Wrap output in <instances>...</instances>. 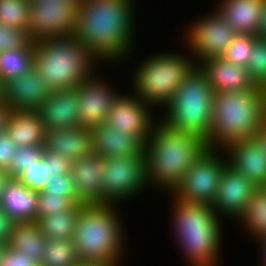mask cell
<instances>
[{"label": "cell", "instance_id": "1", "mask_svg": "<svg viewBox=\"0 0 266 266\" xmlns=\"http://www.w3.org/2000/svg\"><path fill=\"white\" fill-rule=\"evenodd\" d=\"M133 1L78 0L73 34L96 59L121 62L133 49Z\"/></svg>", "mask_w": 266, "mask_h": 266}, {"label": "cell", "instance_id": "2", "mask_svg": "<svg viewBox=\"0 0 266 266\" xmlns=\"http://www.w3.org/2000/svg\"><path fill=\"white\" fill-rule=\"evenodd\" d=\"M155 124L143 147L147 182L172 192L207 145L198 136L172 128L162 120Z\"/></svg>", "mask_w": 266, "mask_h": 266}, {"label": "cell", "instance_id": "3", "mask_svg": "<svg viewBox=\"0 0 266 266\" xmlns=\"http://www.w3.org/2000/svg\"><path fill=\"white\" fill-rule=\"evenodd\" d=\"M96 61L73 33L34 40V68L50 91L73 89L88 80Z\"/></svg>", "mask_w": 266, "mask_h": 266}, {"label": "cell", "instance_id": "4", "mask_svg": "<svg viewBox=\"0 0 266 266\" xmlns=\"http://www.w3.org/2000/svg\"><path fill=\"white\" fill-rule=\"evenodd\" d=\"M117 214L114 204H84L81 207L72 238L80 263L120 266L126 244Z\"/></svg>", "mask_w": 266, "mask_h": 266}, {"label": "cell", "instance_id": "5", "mask_svg": "<svg viewBox=\"0 0 266 266\" xmlns=\"http://www.w3.org/2000/svg\"><path fill=\"white\" fill-rule=\"evenodd\" d=\"M212 108L207 148L221 149L232 141L257 137L264 125L260 88L214 93Z\"/></svg>", "mask_w": 266, "mask_h": 266}, {"label": "cell", "instance_id": "6", "mask_svg": "<svg viewBox=\"0 0 266 266\" xmlns=\"http://www.w3.org/2000/svg\"><path fill=\"white\" fill-rule=\"evenodd\" d=\"M173 226L178 244L192 266H216L221 247V224L211 204L176 197Z\"/></svg>", "mask_w": 266, "mask_h": 266}, {"label": "cell", "instance_id": "7", "mask_svg": "<svg viewBox=\"0 0 266 266\" xmlns=\"http://www.w3.org/2000/svg\"><path fill=\"white\" fill-rule=\"evenodd\" d=\"M213 96L214 91L205 74L196 66L165 106L167 112L162 121L206 142L212 123Z\"/></svg>", "mask_w": 266, "mask_h": 266}, {"label": "cell", "instance_id": "8", "mask_svg": "<svg viewBox=\"0 0 266 266\" xmlns=\"http://www.w3.org/2000/svg\"><path fill=\"white\" fill-rule=\"evenodd\" d=\"M189 56L178 53H157L146 58L134 75V89L137 97L145 103L166 106L180 84L197 64Z\"/></svg>", "mask_w": 266, "mask_h": 266}, {"label": "cell", "instance_id": "9", "mask_svg": "<svg viewBox=\"0 0 266 266\" xmlns=\"http://www.w3.org/2000/svg\"><path fill=\"white\" fill-rule=\"evenodd\" d=\"M144 153L135 156L105 158L101 179L102 204H114L142 192L147 186ZM127 198V199H126Z\"/></svg>", "mask_w": 266, "mask_h": 266}, {"label": "cell", "instance_id": "10", "mask_svg": "<svg viewBox=\"0 0 266 266\" xmlns=\"http://www.w3.org/2000/svg\"><path fill=\"white\" fill-rule=\"evenodd\" d=\"M216 148H206L172 191L173 196L188 202L213 204L221 174L228 164Z\"/></svg>", "mask_w": 266, "mask_h": 266}, {"label": "cell", "instance_id": "11", "mask_svg": "<svg viewBox=\"0 0 266 266\" xmlns=\"http://www.w3.org/2000/svg\"><path fill=\"white\" fill-rule=\"evenodd\" d=\"M30 4L28 35L33 40L74 32L78 0H33Z\"/></svg>", "mask_w": 266, "mask_h": 266}, {"label": "cell", "instance_id": "12", "mask_svg": "<svg viewBox=\"0 0 266 266\" xmlns=\"http://www.w3.org/2000/svg\"><path fill=\"white\" fill-rule=\"evenodd\" d=\"M186 35L188 49L200 61L220 57L237 32L219 15L217 11L194 22ZM188 37V39H187Z\"/></svg>", "mask_w": 266, "mask_h": 266}, {"label": "cell", "instance_id": "13", "mask_svg": "<svg viewBox=\"0 0 266 266\" xmlns=\"http://www.w3.org/2000/svg\"><path fill=\"white\" fill-rule=\"evenodd\" d=\"M106 83L93 74L75 87L77 116L82 127L92 129L106 123L110 108L119 96L110 84Z\"/></svg>", "mask_w": 266, "mask_h": 266}, {"label": "cell", "instance_id": "14", "mask_svg": "<svg viewBox=\"0 0 266 266\" xmlns=\"http://www.w3.org/2000/svg\"><path fill=\"white\" fill-rule=\"evenodd\" d=\"M149 106L136 95L120 93L110 108L106 124L115 131L133 134L144 144L150 137L155 123L152 121Z\"/></svg>", "mask_w": 266, "mask_h": 266}, {"label": "cell", "instance_id": "15", "mask_svg": "<svg viewBox=\"0 0 266 266\" xmlns=\"http://www.w3.org/2000/svg\"><path fill=\"white\" fill-rule=\"evenodd\" d=\"M224 149L230 167L256 187L266 184V151L258 137L232 141Z\"/></svg>", "mask_w": 266, "mask_h": 266}, {"label": "cell", "instance_id": "16", "mask_svg": "<svg viewBox=\"0 0 266 266\" xmlns=\"http://www.w3.org/2000/svg\"><path fill=\"white\" fill-rule=\"evenodd\" d=\"M4 105L12 112H38L50 90L35 68L4 83Z\"/></svg>", "mask_w": 266, "mask_h": 266}, {"label": "cell", "instance_id": "17", "mask_svg": "<svg viewBox=\"0 0 266 266\" xmlns=\"http://www.w3.org/2000/svg\"><path fill=\"white\" fill-rule=\"evenodd\" d=\"M255 188L256 186L241 173L227 164L221 174L217 195L211 206L218 216L226 215L237 219L245 212Z\"/></svg>", "mask_w": 266, "mask_h": 266}, {"label": "cell", "instance_id": "18", "mask_svg": "<svg viewBox=\"0 0 266 266\" xmlns=\"http://www.w3.org/2000/svg\"><path fill=\"white\" fill-rule=\"evenodd\" d=\"M198 62L197 66L205 74L214 93L256 90L259 88L251 80L245 67L226 62L220 57L198 60Z\"/></svg>", "mask_w": 266, "mask_h": 266}, {"label": "cell", "instance_id": "19", "mask_svg": "<svg viewBox=\"0 0 266 266\" xmlns=\"http://www.w3.org/2000/svg\"><path fill=\"white\" fill-rule=\"evenodd\" d=\"M104 168L105 158L95 152L72 161L71 174L76 196L83 204H102Z\"/></svg>", "mask_w": 266, "mask_h": 266}, {"label": "cell", "instance_id": "20", "mask_svg": "<svg viewBox=\"0 0 266 266\" xmlns=\"http://www.w3.org/2000/svg\"><path fill=\"white\" fill-rule=\"evenodd\" d=\"M76 89L50 91L38 111L45 131L80 126Z\"/></svg>", "mask_w": 266, "mask_h": 266}, {"label": "cell", "instance_id": "21", "mask_svg": "<svg viewBox=\"0 0 266 266\" xmlns=\"http://www.w3.org/2000/svg\"><path fill=\"white\" fill-rule=\"evenodd\" d=\"M44 149L71 161L78 160L93 152L91 130L80 125L45 131Z\"/></svg>", "mask_w": 266, "mask_h": 266}, {"label": "cell", "instance_id": "22", "mask_svg": "<svg viewBox=\"0 0 266 266\" xmlns=\"http://www.w3.org/2000/svg\"><path fill=\"white\" fill-rule=\"evenodd\" d=\"M91 130L93 152L103 158L135 156L144 153V144L133 134L113 130L106 123L94 126Z\"/></svg>", "mask_w": 266, "mask_h": 266}, {"label": "cell", "instance_id": "23", "mask_svg": "<svg viewBox=\"0 0 266 266\" xmlns=\"http://www.w3.org/2000/svg\"><path fill=\"white\" fill-rule=\"evenodd\" d=\"M264 0H222L219 15L237 32L258 36Z\"/></svg>", "mask_w": 266, "mask_h": 266}, {"label": "cell", "instance_id": "24", "mask_svg": "<svg viewBox=\"0 0 266 266\" xmlns=\"http://www.w3.org/2000/svg\"><path fill=\"white\" fill-rule=\"evenodd\" d=\"M39 192L29 190L16 178H10L0 199V208L16 222L37 220Z\"/></svg>", "mask_w": 266, "mask_h": 266}, {"label": "cell", "instance_id": "25", "mask_svg": "<svg viewBox=\"0 0 266 266\" xmlns=\"http://www.w3.org/2000/svg\"><path fill=\"white\" fill-rule=\"evenodd\" d=\"M5 131L17 147L44 145L45 129L38 112L9 111Z\"/></svg>", "mask_w": 266, "mask_h": 266}, {"label": "cell", "instance_id": "26", "mask_svg": "<svg viewBox=\"0 0 266 266\" xmlns=\"http://www.w3.org/2000/svg\"><path fill=\"white\" fill-rule=\"evenodd\" d=\"M47 241V237L41 232L36 221L17 222L8 246L34 258L39 263Z\"/></svg>", "mask_w": 266, "mask_h": 266}, {"label": "cell", "instance_id": "27", "mask_svg": "<svg viewBox=\"0 0 266 266\" xmlns=\"http://www.w3.org/2000/svg\"><path fill=\"white\" fill-rule=\"evenodd\" d=\"M83 205L74 204L70 209L62 213L55 212L54 214L41 216L36 222L48 240L72 239L80 215V209Z\"/></svg>", "mask_w": 266, "mask_h": 266}, {"label": "cell", "instance_id": "28", "mask_svg": "<svg viewBox=\"0 0 266 266\" xmlns=\"http://www.w3.org/2000/svg\"><path fill=\"white\" fill-rule=\"evenodd\" d=\"M34 68V40L24 48L0 51V79L5 83Z\"/></svg>", "mask_w": 266, "mask_h": 266}, {"label": "cell", "instance_id": "29", "mask_svg": "<svg viewBox=\"0 0 266 266\" xmlns=\"http://www.w3.org/2000/svg\"><path fill=\"white\" fill-rule=\"evenodd\" d=\"M242 219L251 235L262 238L266 235V188L256 187L245 212L238 218ZM255 234V235H254Z\"/></svg>", "mask_w": 266, "mask_h": 266}, {"label": "cell", "instance_id": "30", "mask_svg": "<svg viewBox=\"0 0 266 266\" xmlns=\"http://www.w3.org/2000/svg\"><path fill=\"white\" fill-rule=\"evenodd\" d=\"M80 261L72 239L48 240L39 266H77Z\"/></svg>", "mask_w": 266, "mask_h": 266}, {"label": "cell", "instance_id": "31", "mask_svg": "<svg viewBox=\"0 0 266 266\" xmlns=\"http://www.w3.org/2000/svg\"><path fill=\"white\" fill-rule=\"evenodd\" d=\"M30 8L29 0H0V23L28 32Z\"/></svg>", "mask_w": 266, "mask_h": 266}, {"label": "cell", "instance_id": "32", "mask_svg": "<svg viewBox=\"0 0 266 266\" xmlns=\"http://www.w3.org/2000/svg\"><path fill=\"white\" fill-rule=\"evenodd\" d=\"M258 38V36L253 34L237 33L230 41L228 47L223 51L220 58L226 62L246 68L254 42Z\"/></svg>", "mask_w": 266, "mask_h": 266}, {"label": "cell", "instance_id": "33", "mask_svg": "<svg viewBox=\"0 0 266 266\" xmlns=\"http://www.w3.org/2000/svg\"><path fill=\"white\" fill-rule=\"evenodd\" d=\"M50 177L49 163L43 156L26 167L16 179L29 190L41 192Z\"/></svg>", "mask_w": 266, "mask_h": 266}, {"label": "cell", "instance_id": "34", "mask_svg": "<svg viewBox=\"0 0 266 266\" xmlns=\"http://www.w3.org/2000/svg\"><path fill=\"white\" fill-rule=\"evenodd\" d=\"M246 69L256 86L266 84V39L258 38L254 42Z\"/></svg>", "mask_w": 266, "mask_h": 266}, {"label": "cell", "instance_id": "35", "mask_svg": "<svg viewBox=\"0 0 266 266\" xmlns=\"http://www.w3.org/2000/svg\"><path fill=\"white\" fill-rule=\"evenodd\" d=\"M74 204H83L76 195H50L39 193L37 219L49 214L62 213L70 209Z\"/></svg>", "mask_w": 266, "mask_h": 266}, {"label": "cell", "instance_id": "36", "mask_svg": "<svg viewBox=\"0 0 266 266\" xmlns=\"http://www.w3.org/2000/svg\"><path fill=\"white\" fill-rule=\"evenodd\" d=\"M44 152V145L17 147L6 172L11 178H17L24 170H26V167L41 159Z\"/></svg>", "mask_w": 266, "mask_h": 266}, {"label": "cell", "instance_id": "37", "mask_svg": "<svg viewBox=\"0 0 266 266\" xmlns=\"http://www.w3.org/2000/svg\"><path fill=\"white\" fill-rule=\"evenodd\" d=\"M32 40L27 31L8 28L0 23V51L24 48Z\"/></svg>", "mask_w": 266, "mask_h": 266}, {"label": "cell", "instance_id": "38", "mask_svg": "<svg viewBox=\"0 0 266 266\" xmlns=\"http://www.w3.org/2000/svg\"><path fill=\"white\" fill-rule=\"evenodd\" d=\"M47 184L39 193H49L50 195H76L73 177L71 173L50 176Z\"/></svg>", "mask_w": 266, "mask_h": 266}, {"label": "cell", "instance_id": "39", "mask_svg": "<svg viewBox=\"0 0 266 266\" xmlns=\"http://www.w3.org/2000/svg\"><path fill=\"white\" fill-rule=\"evenodd\" d=\"M0 266H39V263L34 258L7 246L2 256Z\"/></svg>", "mask_w": 266, "mask_h": 266}, {"label": "cell", "instance_id": "40", "mask_svg": "<svg viewBox=\"0 0 266 266\" xmlns=\"http://www.w3.org/2000/svg\"><path fill=\"white\" fill-rule=\"evenodd\" d=\"M43 156L49 163L50 176L71 173L72 161L70 159L46 150Z\"/></svg>", "mask_w": 266, "mask_h": 266}, {"label": "cell", "instance_id": "41", "mask_svg": "<svg viewBox=\"0 0 266 266\" xmlns=\"http://www.w3.org/2000/svg\"><path fill=\"white\" fill-rule=\"evenodd\" d=\"M17 146L10 139L6 131L0 133V169L7 170Z\"/></svg>", "mask_w": 266, "mask_h": 266}, {"label": "cell", "instance_id": "42", "mask_svg": "<svg viewBox=\"0 0 266 266\" xmlns=\"http://www.w3.org/2000/svg\"><path fill=\"white\" fill-rule=\"evenodd\" d=\"M16 221L0 208V242L9 244Z\"/></svg>", "mask_w": 266, "mask_h": 266}, {"label": "cell", "instance_id": "43", "mask_svg": "<svg viewBox=\"0 0 266 266\" xmlns=\"http://www.w3.org/2000/svg\"><path fill=\"white\" fill-rule=\"evenodd\" d=\"M258 37L266 39V0H264L261 14V25L258 32Z\"/></svg>", "mask_w": 266, "mask_h": 266}, {"label": "cell", "instance_id": "44", "mask_svg": "<svg viewBox=\"0 0 266 266\" xmlns=\"http://www.w3.org/2000/svg\"><path fill=\"white\" fill-rule=\"evenodd\" d=\"M8 113L9 109L4 105V103H0V133L5 131Z\"/></svg>", "mask_w": 266, "mask_h": 266}, {"label": "cell", "instance_id": "45", "mask_svg": "<svg viewBox=\"0 0 266 266\" xmlns=\"http://www.w3.org/2000/svg\"><path fill=\"white\" fill-rule=\"evenodd\" d=\"M10 175L6 172V170L0 169V199L2 197V193L5 189L6 184L10 180Z\"/></svg>", "mask_w": 266, "mask_h": 266}, {"label": "cell", "instance_id": "46", "mask_svg": "<svg viewBox=\"0 0 266 266\" xmlns=\"http://www.w3.org/2000/svg\"><path fill=\"white\" fill-rule=\"evenodd\" d=\"M257 137L263 143V146L265 147V151H266V121H264V125L261 127V130L257 134Z\"/></svg>", "mask_w": 266, "mask_h": 266}, {"label": "cell", "instance_id": "47", "mask_svg": "<svg viewBox=\"0 0 266 266\" xmlns=\"http://www.w3.org/2000/svg\"><path fill=\"white\" fill-rule=\"evenodd\" d=\"M259 88L262 91V102H263L264 120L266 121V84L261 85Z\"/></svg>", "mask_w": 266, "mask_h": 266}, {"label": "cell", "instance_id": "48", "mask_svg": "<svg viewBox=\"0 0 266 266\" xmlns=\"http://www.w3.org/2000/svg\"><path fill=\"white\" fill-rule=\"evenodd\" d=\"M261 240V241H260ZM259 242H261L260 244H261V249L263 250L262 251V254H263V266H266V235L265 236H263L262 238H259Z\"/></svg>", "mask_w": 266, "mask_h": 266}, {"label": "cell", "instance_id": "49", "mask_svg": "<svg viewBox=\"0 0 266 266\" xmlns=\"http://www.w3.org/2000/svg\"><path fill=\"white\" fill-rule=\"evenodd\" d=\"M4 82L0 79V103H4Z\"/></svg>", "mask_w": 266, "mask_h": 266}, {"label": "cell", "instance_id": "50", "mask_svg": "<svg viewBox=\"0 0 266 266\" xmlns=\"http://www.w3.org/2000/svg\"><path fill=\"white\" fill-rule=\"evenodd\" d=\"M7 246H8V244L0 242V263H1L2 256L4 255V253L7 249Z\"/></svg>", "mask_w": 266, "mask_h": 266}, {"label": "cell", "instance_id": "51", "mask_svg": "<svg viewBox=\"0 0 266 266\" xmlns=\"http://www.w3.org/2000/svg\"><path fill=\"white\" fill-rule=\"evenodd\" d=\"M77 266H103V265H101V264L80 263Z\"/></svg>", "mask_w": 266, "mask_h": 266}]
</instances>
